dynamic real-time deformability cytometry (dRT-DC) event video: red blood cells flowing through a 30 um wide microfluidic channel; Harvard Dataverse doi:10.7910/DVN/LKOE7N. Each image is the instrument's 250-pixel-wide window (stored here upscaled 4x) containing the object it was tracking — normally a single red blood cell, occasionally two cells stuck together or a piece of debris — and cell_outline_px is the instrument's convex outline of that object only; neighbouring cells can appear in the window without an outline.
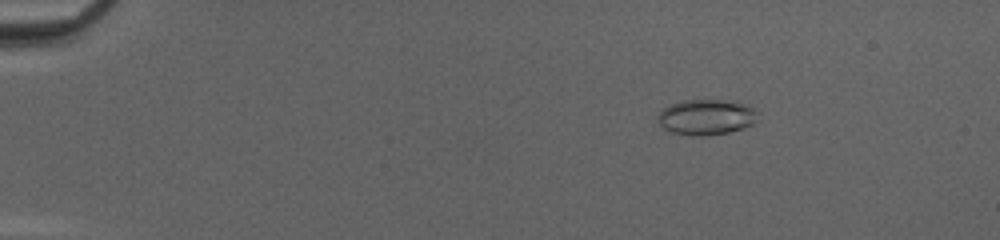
{"species": "common noctule bat (a hibernating species)", "species_latin": "Nyctalus noctula", "temperature_condition": "cold", "stored_images_in_passage": 52, "camera_frame_rate_fps": 3000, "um_per_image_px": 0.085, "animal": {"sex": "female", "body_mass_g": 20.0, "forearm_length_mm": 54.0}, "frame": {"image": 1, "passage_image": 9, "time_ms": 2.667, "image_size_px": [1000, 240], "cell_outline_px": [[756, 112], [752, 124], [728, 132], [704, 136], [696, 136], [672, 132], [664, 128], [660, 124], [656, 116], [664, 108], [672, 104], [684, 100], [724, 100], [744, 104], [752, 108]], "centroid_in_image_um": [59.97, 9.95], "position_along_channel_um": 25.0, "area_um2": 20.17}}
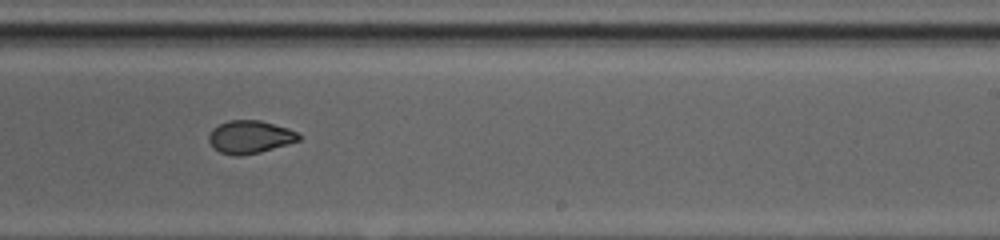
{"frame": {"image": 2, "passage_image": 34, "time_ms": 11.0, "image_size_px": [1000, 240], "cell_outline_px": [[300, 140], [260, 152], [240, 156], [236, 156], [220, 152], [212, 148], [208, 140], [208, 136], [212, 128], [228, 120], [260, 120], [288, 128], [296, 132], [300, 136]], "centroid_in_image_um": [21.2, 11.64], "position_along_channel_um": 267.8, "area_um2": 17.22}}
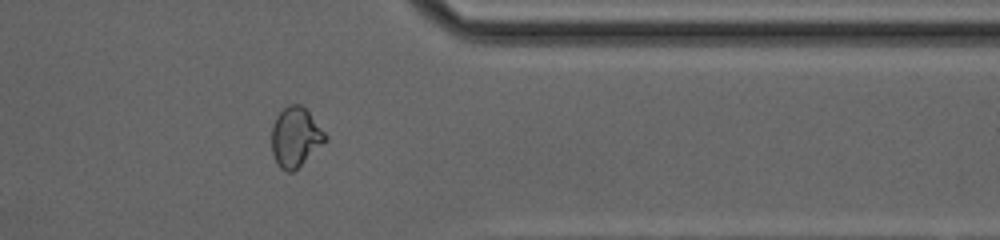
{"frame": {"image": 3, "passage_image": 43, "time_ms": 14.0, "image_size_px": [1000, 240], "cell_outline_px": [[328, 136], [292, 172], [288, 172], [280, 168], [272, 152], [272, 128], [276, 116], [288, 104], [300, 104], [308, 112]], "centroid_in_image_um": [25.07, 11.62], "position_along_channel_um": 386.3, "area_um2": 17.86}, "authors_computed_cell_mechanics": {"area_um2": 18.6694, "velocity_mm_per_s": 4.1736, "shape_relaxation_time_tau1_ms": 7.7052, "shape_relaxation_time_tau2_ms": 1.0695, "deformation_change_tau1": 0.1872, "deformation_change_tau2": 0.0554}}